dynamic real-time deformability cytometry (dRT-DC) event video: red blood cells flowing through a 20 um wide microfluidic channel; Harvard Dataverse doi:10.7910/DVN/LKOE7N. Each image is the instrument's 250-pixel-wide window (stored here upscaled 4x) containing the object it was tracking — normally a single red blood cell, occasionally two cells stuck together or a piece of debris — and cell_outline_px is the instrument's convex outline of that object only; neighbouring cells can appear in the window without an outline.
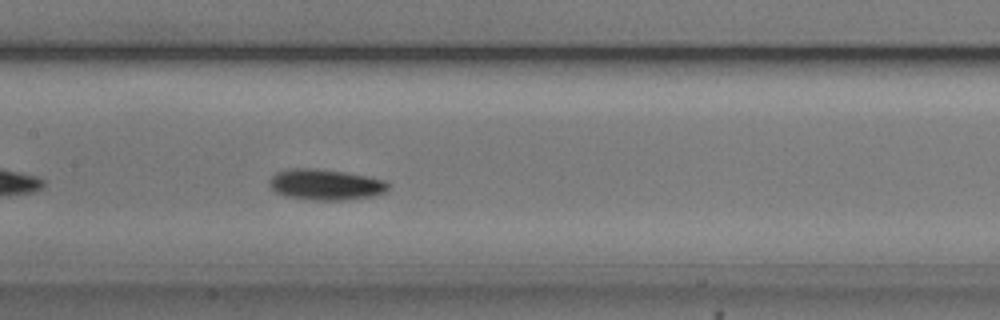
{"species": "common noctule bat (a hibernating species)", "species_latin": "Nyctalus noctula", "temperature_condition": "cold", "stored_images_in_passage": 40, "camera_frame_rate_fps": 3000, "um_per_image_px": 0.085, "animal": {"sex": "male", "body_mass_g": 20.5, "forearm_length_mm": 52.5}, "frame": {"image": 1, "passage_image": 12, "time_ms": 3.667, "image_size_px": [1000, 320], "cell_outline_px": [[388, 192], [372, 196], [344, 200], [312, 200], [284, 196], [276, 192], [268, 184], [268, 180], [276, 172], [288, 168], [316, 168], [344, 172], [368, 176], [384, 180], [388, 184]], "centroid_in_image_um": [27.65, 15.69], "position_along_channel_um": 179.8, "area_um2": 21.56}}
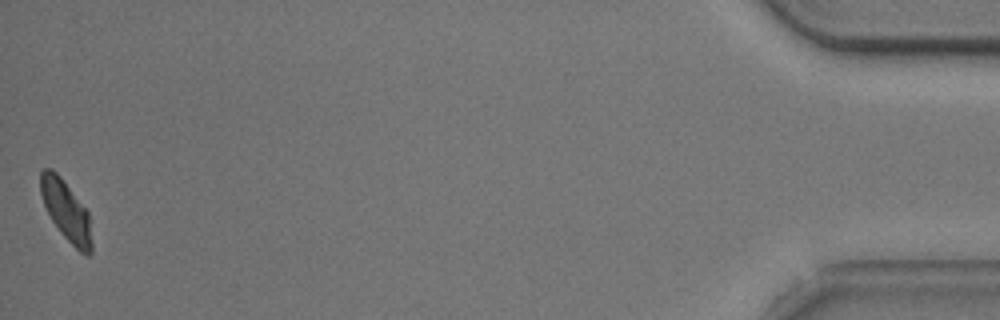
{"frame": {"image": 2, "passage_image": 40, "time_ms": 13.0, "image_size_px": [1000, 320], "cell_outline_px": [[92, 252], [88, 256], [80, 252], [60, 232], [52, 220], [44, 204], [40, 192], [40, 172], [44, 168], [52, 168], [60, 176], [88, 212], [92, 244]], "centroid_in_image_um": [5.61, 17.91], "position_along_channel_um": 429.6, "area_um2": 17.63}, "authors_computed_cell_mechanics": {"area_um2": 19.363, "velocity_mm_per_s": 3.6876, "shape_relaxation_time_tau1_ms": 2.8597, "shape_relaxation_time_tau2_ms": 8.8175, "deformation_change_tau1": 0.0937, "deformation_change_tau2": 0.1256}}